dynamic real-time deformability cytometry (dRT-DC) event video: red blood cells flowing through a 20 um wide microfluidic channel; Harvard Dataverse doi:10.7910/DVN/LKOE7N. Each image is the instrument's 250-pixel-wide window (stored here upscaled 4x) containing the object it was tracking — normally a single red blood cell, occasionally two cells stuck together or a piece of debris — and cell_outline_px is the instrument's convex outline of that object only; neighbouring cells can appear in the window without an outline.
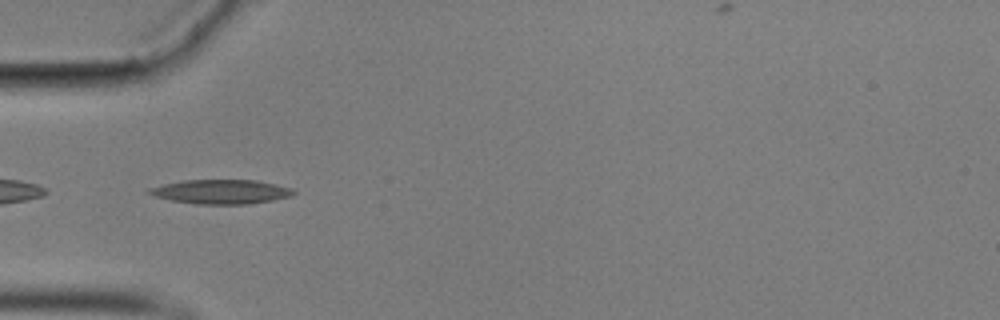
{"species": "common noctule bat (a hibernating species)", "species_latin": "Nyctalus noctula", "temperature_condition": "cold", "stored_images_in_passage": 49, "camera_frame_rate_fps": 3000, "um_per_image_px": 0.085, "animal": {"sex": "male", "body_mass_g": 17.9}, "frame": {"image": 1, "passage_image": 10, "time_ms": 3.0, "image_size_px": [1000, 320], "cell_outline_px": [[296, 192], [292, 196], [272, 200], [248, 204], [196, 204], [172, 200], [156, 196], [148, 192], [148, 188], [164, 184], [184, 180], [256, 180], [276, 184], [292, 188]], "centroid_in_image_um": [18.83, 16.29], "position_along_channel_um": 66.2, "area_um2": 20.29}}
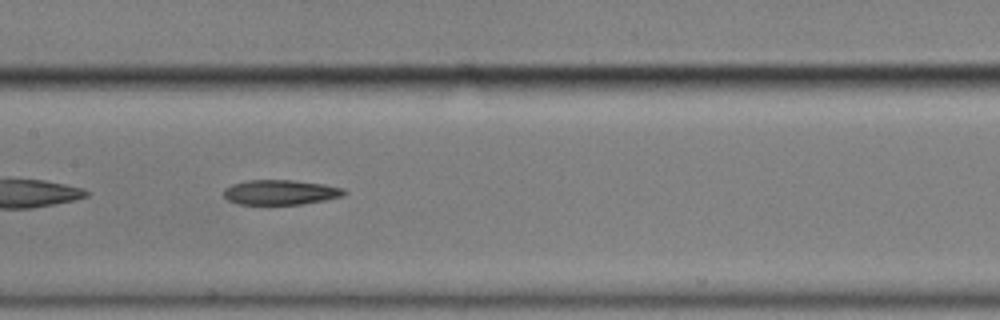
{"frame": {"image": 2, "passage_image": 20, "time_ms": 6.333, "image_size_px": [1000, 320], "cell_outline_px": [[348, 192], [344, 196], [324, 200], [300, 204], [236, 204], [228, 200], [224, 196], [224, 188], [232, 184], [244, 180], [292, 180], [324, 184], [344, 188]], "centroid_in_image_um": [23.84, 16.34], "position_along_channel_um": 183.6, "area_um2": 17.57}}
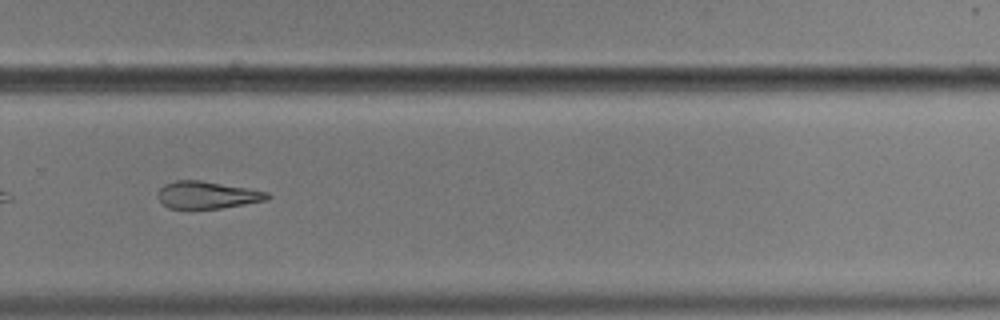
{"frame": {"image": 3, "passage_image": 31, "time_ms": 10.0, "image_size_px": [1000, 320], "cell_outline_px": [[272, 196], [268, 200], [220, 208], [168, 208], [156, 196], [160, 188], [164, 184], [176, 180], [200, 180], [268, 192]], "centroid_in_image_um": [17.6, 16.57], "position_along_channel_um": 312.2, "area_um2": 17.22}}